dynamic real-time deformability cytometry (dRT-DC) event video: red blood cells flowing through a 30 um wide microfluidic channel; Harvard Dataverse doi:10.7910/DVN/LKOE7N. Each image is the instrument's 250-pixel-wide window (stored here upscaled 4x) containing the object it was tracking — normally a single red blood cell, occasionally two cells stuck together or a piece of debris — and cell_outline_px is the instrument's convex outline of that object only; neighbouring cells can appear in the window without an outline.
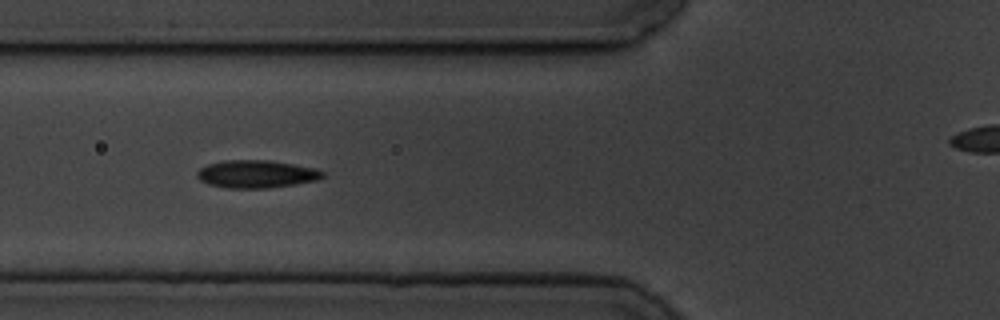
{"species": "common noctule bat (a hibernating species)", "species_latin": "Nyctalus noctula", "temperature_condition": "cold", "stored_images_in_passage": 15, "camera_frame_rate_fps": 3000, "um_per_image_px": 0.085, "animal": {"sex": "male", "body_mass_g": 19.5, "forearm_length_mm": 54.6}, "frame": {"image": 1, "passage_image": 5, "time_ms": 5.333, "image_size_px": [1000, 320], "cell_outline_px": [[324, 176], [316, 180], [296, 184], [268, 188], [228, 188], [208, 184], [200, 180], [196, 176], [196, 172], [200, 168], [208, 164], [224, 160], [268, 160], [316, 168], [324, 172]], "centroid_in_image_um": [21.77, 14.79], "position_along_channel_um": 104.0, "area_um2": 20.29}}
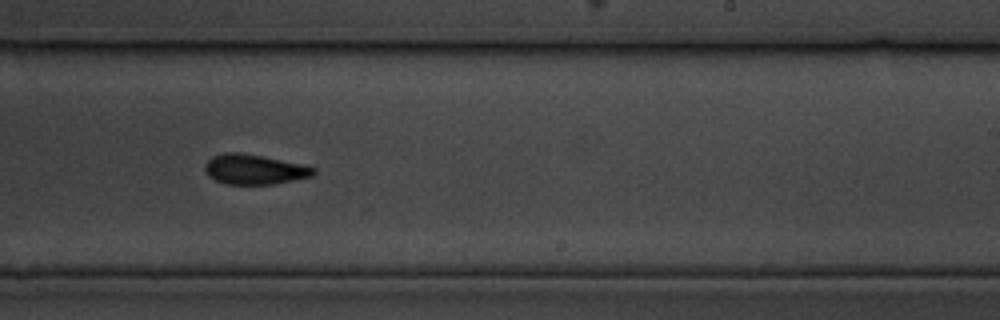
{"frame": {"image": 2, "passage_image": 9, "time_ms": 10.0, "image_size_px": [1000, 320], "cell_outline_px": [[316, 172], [312, 176], [272, 184], [224, 184], [208, 176], [204, 168], [204, 164], [212, 156], [224, 152], [236, 152], [264, 156], [304, 164], [316, 168]], "centroid_in_image_um": [21.61, 14.39], "position_along_channel_um": 267.4, "area_um2": 19.07}}
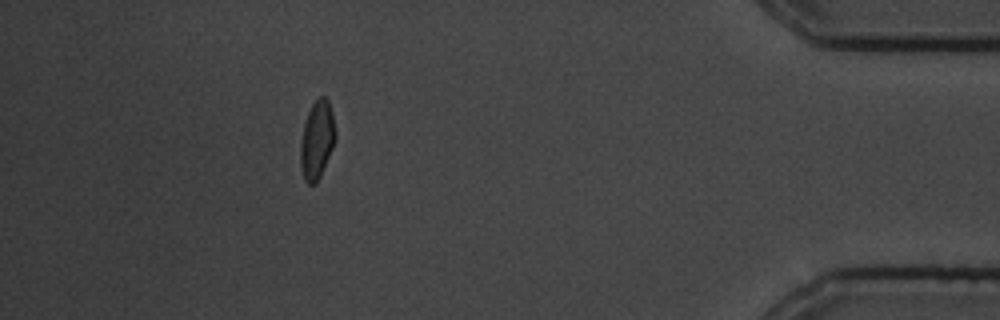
{"frame": {"image": 3, "passage_image": 15, "time_ms": 18.0, "image_size_px": [1000, 320], "cell_outline_px": [[336, 140], [320, 176], [316, 184], [308, 184], [304, 180], [300, 164], [300, 140], [304, 124], [308, 112], [312, 104], [320, 96], [324, 96], [328, 100], [332, 112], [336, 132]], "centroid_in_image_um": [26.94, 11.9], "position_along_channel_um": 408.3, "area_um2": 16.01}, "authors_computed_cell_mechanics": {"area_um2": 18.5538, "velocity_mm_per_s": 3.5104, "shape_relaxation_time_tau1_ms": 3.3037, "shape_relaxation_time_tau2_ms": null, "deformation_change_tau1": 0.0825, "deformation_change_tau2": null}}